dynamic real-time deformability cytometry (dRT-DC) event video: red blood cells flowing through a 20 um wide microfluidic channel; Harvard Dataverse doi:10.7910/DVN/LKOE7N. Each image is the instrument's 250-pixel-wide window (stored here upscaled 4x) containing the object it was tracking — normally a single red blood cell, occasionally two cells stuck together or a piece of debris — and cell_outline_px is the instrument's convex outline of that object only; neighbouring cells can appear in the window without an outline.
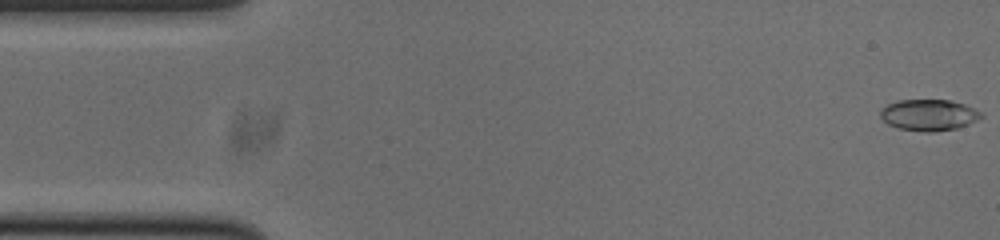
{"species": "common noctule bat (a hibernating species)", "species_latin": "Nyctalus noctula", "temperature_condition": "cold", "stored_images_in_passage": 53, "camera_frame_rate_fps": 3000, "um_per_image_px": 0.085, "animal": {"sex": "male", "body_mass_g": 20.0, "forearm_length_mm": 53.3}, "frame": {"image": 1, "passage_image": 1, "time_ms": 0.0, "image_size_px": [1000, 240], "cell_outline_px": [[984, 116], [968, 124], [956, 128], [932, 132], [924, 132], [900, 128], [888, 124], [880, 116], [880, 112], [888, 104], [896, 100], [948, 100], [964, 104], [980, 112]], "centroid_in_image_um": [78.94, 9.77], "position_along_channel_um": 6.1, "area_um2": 18.09}}
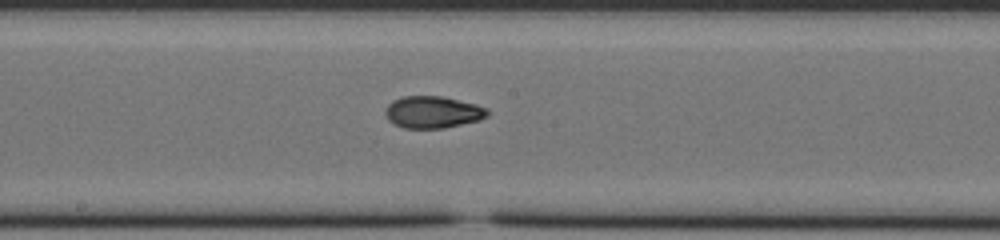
{"frame": {"image": 2, "passage_image": 27, "time_ms": 8.667, "image_size_px": [1000, 240], "cell_outline_px": [[488, 116], [480, 120], [444, 128], [404, 128], [392, 124], [388, 120], [384, 112], [388, 104], [392, 100], [400, 96], [444, 96], [476, 104], [488, 108]], "centroid_in_image_um": [36.77, 9.52], "position_along_channel_um": 211.4, "area_um2": 19.31}}
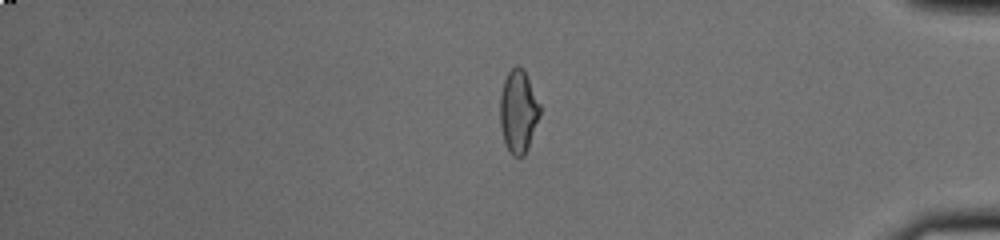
{"frame": {"image": 3, "passage_image": 44, "time_ms": 14.333, "image_size_px": [1000, 240], "cell_outline_px": [[540, 116], [528, 148], [524, 156], [512, 156], [508, 152], [504, 140], [500, 124], [500, 96], [504, 80], [508, 72], [516, 64], [524, 68], [540, 104]], "centroid_in_image_um": [44.06, 9.46], "position_along_channel_um": 391.1, "area_um2": 19.42}, "authors_computed_cell_mechanics": {"area_um2": 18.496, "velocity_mm_per_s": 3.781, "shape_relaxation_time_tau1_ms": 4.9104, "shape_relaxation_time_tau2_ms": 1.8836, "deformation_change_tau1": 0.198, "deformation_change_tau2": 0.0676}}